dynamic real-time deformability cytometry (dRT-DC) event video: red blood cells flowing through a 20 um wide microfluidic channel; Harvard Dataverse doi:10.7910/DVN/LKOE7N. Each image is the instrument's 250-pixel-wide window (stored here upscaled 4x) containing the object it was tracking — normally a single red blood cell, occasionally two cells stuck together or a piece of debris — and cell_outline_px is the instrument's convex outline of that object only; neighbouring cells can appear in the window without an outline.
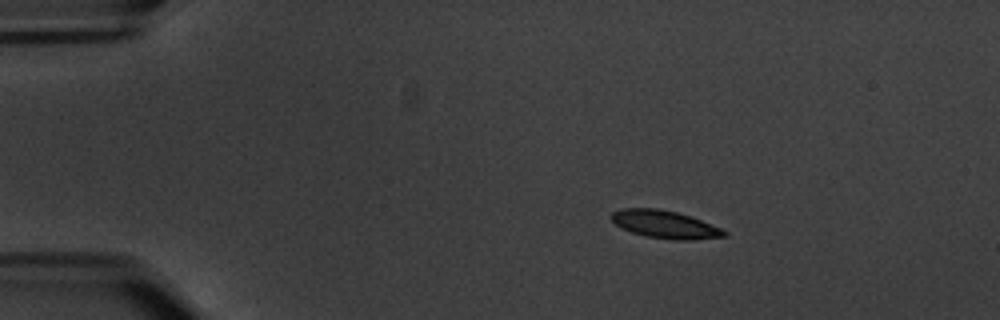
{"species": "common noctule bat (a hibernating species)", "species_latin": "Nyctalus noctula", "temperature_condition": "warm", "stored_images_in_passage": 9, "camera_frame_rate_fps": 3000, "um_per_image_px": 0.085, "animal": {"sex": "male", "body_mass_g": 20.1, "forearm_length_mm": 53.5}, "frame": {"image": 1, "passage_image": 1, "time_ms": 0.0, "image_size_px": [1000, 320], "cell_outline_px": [[728, 236], [692, 240], [672, 240], [644, 236], [620, 228], [608, 216], [612, 212], [620, 208], [656, 208], [676, 212], [700, 220], [720, 228], [728, 232]], "centroid_in_image_um": [56.47, 19.08], "position_along_channel_um": 28.5, "area_um2": 18.32}}
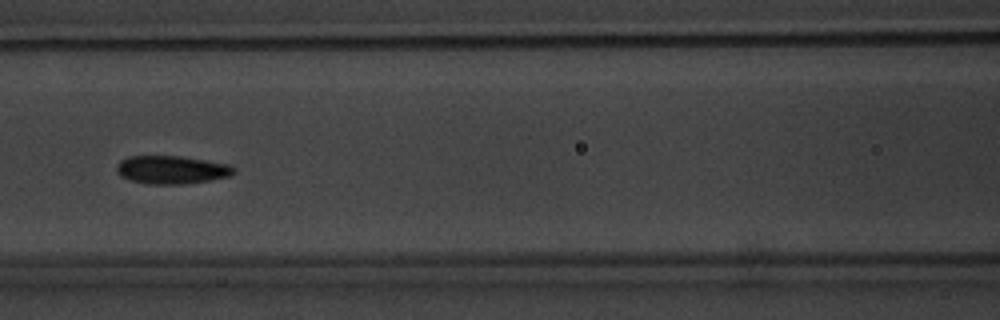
{"frame": {"image": 2, "passage_image": 6, "time_ms": 5.667, "image_size_px": [1000, 320], "cell_outline_px": [[236, 172], [228, 176], [208, 180], [184, 184], [148, 184], [132, 180], [120, 176], [116, 172], [116, 168], [120, 160], [128, 156], [180, 156], [228, 164], [236, 168]], "centroid_in_image_um": [14.56, 14.43], "position_along_channel_um": 152.0, "area_um2": 19.13}}
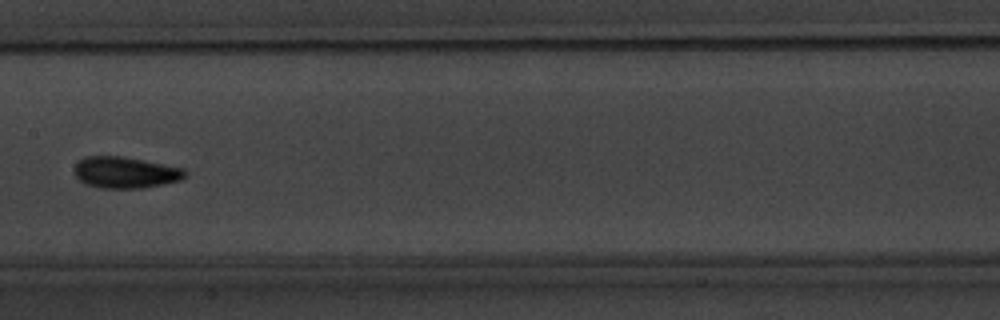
{"frame": {"image": 3, "passage_image": 7, "time_ms": 7.0, "image_size_px": [1000, 320], "cell_outline_px": [[188, 176], [180, 180], [164, 184], [140, 188], [100, 188], [84, 184], [76, 176], [76, 164], [84, 156], [124, 156], [184, 168], [188, 172]], "centroid_in_image_um": [10.7, 14.66], "position_along_channel_um": 196.7, "area_um2": 20.35}}